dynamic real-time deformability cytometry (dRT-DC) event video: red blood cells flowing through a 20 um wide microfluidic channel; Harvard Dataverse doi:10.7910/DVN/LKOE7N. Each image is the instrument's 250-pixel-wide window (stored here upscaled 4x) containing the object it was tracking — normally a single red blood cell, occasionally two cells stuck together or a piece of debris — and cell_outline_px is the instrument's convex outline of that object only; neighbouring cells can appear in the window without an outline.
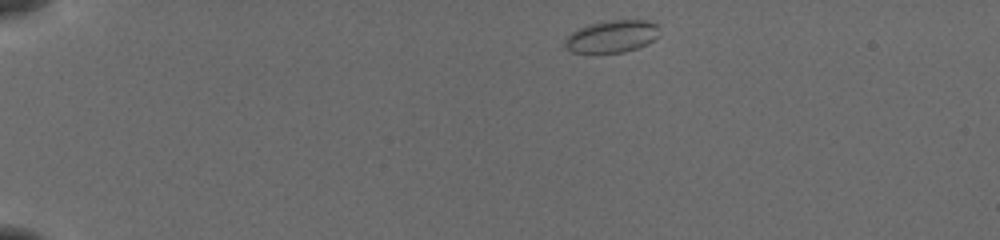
{"species": "common noctule bat (a hibernating species)", "species_latin": "Nyctalus noctula", "temperature_condition": "cold", "stored_images_in_passage": 26, "camera_frame_rate_fps": 3000, "um_per_image_px": 0.085, "animal": {"sex": "female", "body_mass_g": 19.5, "forearm_length_mm": 54.1}, "frame": {"image": 1, "passage_image": 1, "time_ms": 0.0, "image_size_px": [1000, 240], "cell_outline_px": [[660, 36], [648, 44], [624, 52], [572, 52], [564, 44], [564, 40], [572, 32], [588, 24], [600, 20], [648, 20], [656, 24]], "centroid_in_image_um": [52.04, 3.07], "position_along_channel_um": 33.0, "area_um2": 17.8}}
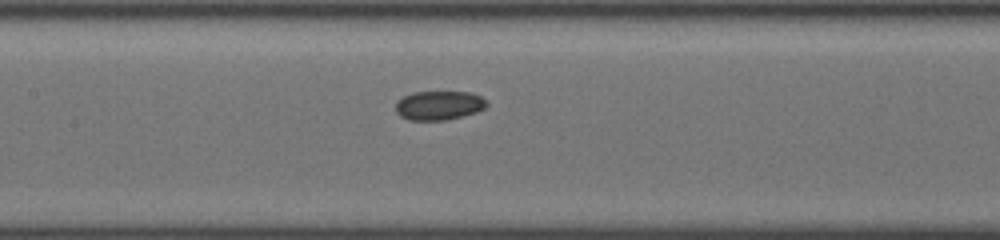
{"frame": {"image": 2, "passage_image": 16, "time_ms": 5.0, "image_size_px": [1000, 240], "cell_outline_px": [[488, 104], [484, 108], [476, 112], [444, 120], [408, 120], [400, 116], [396, 112], [396, 100], [412, 92], [472, 92], [480, 96]], "centroid_in_image_um": [37.27, 8.95], "position_along_channel_um": 170.1, "area_um2": 15.37}}
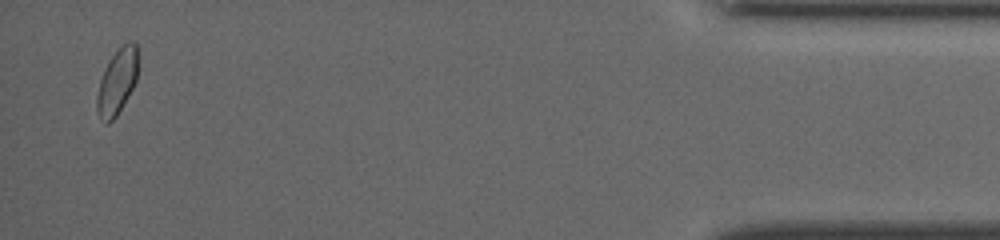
{"frame": {"image": 3, "passage_image": 26, "time_ms": 8.333, "image_size_px": [1000, 240], "cell_outline_px": [[136, 80], [132, 88], [116, 116], [108, 124], [100, 120], [96, 108], [96, 96], [100, 80], [104, 68], [108, 60], [128, 40], [132, 40], [136, 44]], "centroid_in_image_um": [9.91, 6.96], "position_along_channel_um": 425.3, "area_um2": 15.37}}